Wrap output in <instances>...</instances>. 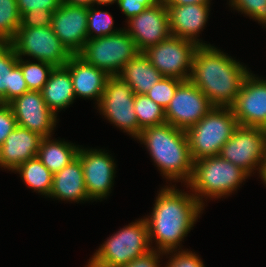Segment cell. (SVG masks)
<instances>
[{
  "label": "cell",
  "instance_id": "8992f818",
  "mask_svg": "<svg viewBox=\"0 0 266 267\" xmlns=\"http://www.w3.org/2000/svg\"><path fill=\"white\" fill-rule=\"evenodd\" d=\"M246 177L248 174L243 169L220 155L209 156L194 161L188 185L197 195L219 198L229 195Z\"/></svg>",
  "mask_w": 266,
  "mask_h": 267
},
{
  "label": "cell",
  "instance_id": "74e56055",
  "mask_svg": "<svg viewBox=\"0 0 266 267\" xmlns=\"http://www.w3.org/2000/svg\"><path fill=\"white\" fill-rule=\"evenodd\" d=\"M157 251L150 250L148 253L137 257L133 261L129 262L128 264L120 267H159L158 266V254Z\"/></svg>",
  "mask_w": 266,
  "mask_h": 267
},
{
  "label": "cell",
  "instance_id": "6da1fadb",
  "mask_svg": "<svg viewBox=\"0 0 266 267\" xmlns=\"http://www.w3.org/2000/svg\"><path fill=\"white\" fill-rule=\"evenodd\" d=\"M189 80L214 107H231L249 72L213 46H199L193 57Z\"/></svg>",
  "mask_w": 266,
  "mask_h": 267
},
{
  "label": "cell",
  "instance_id": "8d00e7d4",
  "mask_svg": "<svg viewBox=\"0 0 266 267\" xmlns=\"http://www.w3.org/2000/svg\"><path fill=\"white\" fill-rule=\"evenodd\" d=\"M196 254L187 251H178L166 267H204Z\"/></svg>",
  "mask_w": 266,
  "mask_h": 267
},
{
  "label": "cell",
  "instance_id": "4fadbf2b",
  "mask_svg": "<svg viewBox=\"0 0 266 267\" xmlns=\"http://www.w3.org/2000/svg\"><path fill=\"white\" fill-rule=\"evenodd\" d=\"M230 108L239 126L266 129V80L249 73Z\"/></svg>",
  "mask_w": 266,
  "mask_h": 267
},
{
  "label": "cell",
  "instance_id": "f1b7e54d",
  "mask_svg": "<svg viewBox=\"0 0 266 267\" xmlns=\"http://www.w3.org/2000/svg\"><path fill=\"white\" fill-rule=\"evenodd\" d=\"M18 65L21 67L28 90L32 91H41L54 68L51 64L45 62L30 63L29 61L24 62L21 58H18Z\"/></svg>",
  "mask_w": 266,
  "mask_h": 267
},
{
  "label": "cell",
  "instance_id": "cb8c5ba5",
  "mask_svg": "<svg viewBox=\"0 0 266 267\" xmlns=\"http://www.w3.org/2000/svg\"><path fill=\"white\" fill-rule=\"evenodd\" d=\"M117 76L131 87L134 94H146L163 77L142 52L130 60Z\"/></svg>",
  "mask_w": 266,
  "mask_h": 267
},
{
  "label": "cell",
  "instance_id": "7402d4cb",
  "mask_svg": "<svg viewBox=\"0 0 266 267\" xmlns=\"http://www.w3.org/2000/svg\"><path fill=\"white\" fill-rule=\"evenodd\" d=\"M50 196L76 202L89 200L85 187L83 167L78 156L61 171L53 175Z\"/></svg>",
  "mask_w": 266,
  "mask_h": 267
},
{
  "label": "cell",
  "instance_id": "d6a6232c",
  "mask_svg": "<svg viewBox=\"0 0 266 267\" xmlns=\"http://www.w3.org/2000/svg\"><path fill=\"white\" fill-rule=\"evenodd\" d=\"M53 11L39 10V11H29L21 16V25L19 27H48L51 26Z\"/></svg>",
  "mask_w": 266,
  "mask_h": 267
},
{
  "label": "cell",
  "instance_id": "e0dca14e",
  "mask_svg": "<svg viewBox=\"0 0 266 267\" xmlns=\"http://www.w3.org/2000/svg\"><path fill=\"white\" fill-rule=\"evenodd\" d=\"M77 156L80 158L85 187L89 199H100L108 195L112 187L115 164L104 151L83 150L79 148Z\"/></svg>",
  "mask_w": 266,
  "mask_h": 267
},
{
  "label": "cell",
  "instance_id": "d4e9b609",
  "mask_svg": "<svg viewBox=\"0 0 266 267\" xmlns=\"http://www.w3.org/2000/svg\"><path fill=\"white\" fill-rule=\"evenodd\" d=\"M49 138H42L37 158L54 175L77 157L79 148L64 141L52 142Z\"/></svg>",
  "mask_w": 266,
  "mask_h": 267
},
{
  "label": "cell",
  "instance_id": "d590c367",
  "mask_svg": "<svg viewBox=\"0 0 266 267\" xmlns=\"http://www.w3.org/2000/svg\"><path fill=\"white\" fill-rule=\"evenodd\" d=\"M163 0H118V5L130 20L139 15L146 8L152 7Z\"/></svg>",
  "mask_w": 266,
  "mask_h": 267
},
{
  "label": "cell",
  "instance_id": "1f68e13d",
  "mask_svg": "<svg viewBox=\"0 0 266 267\" xmlns=\"http://www.w3.org/2000/svg\"><path fill=\"white\" fill-rule=\"evenodd\" d=\"M266 24V0H231V6Z\"/></svg>",
  "mask_w": 266,
  "mask_h": 267
},
{
  "label": "cell",
  "instance_id": "30bf717a",
  "mask_svg": "<svg viewBox=\"0 0 266 267\" xmlns=\"http://www.w3.org/2000/svg\"><path fill=\"white\" fill-rule=\"evenodd\" d=\"M198 47L194 42L170 35L142 53L163 77L187 81L191 74H187V68L192 70L194 53Z\"/></svg>",
  "mask_w": 266,
  "mask_h": 267
},
{
  "label": "cell",
  "instance_id": "4316f807",
  "mask_svg": "<svg viewBox=\"0 0 266 267\" xmlns=\"http://www.w3.org/2000/svg\"><path fill=\"white\" fill-rule=\"evenodd\" d=\"M134 111L139 124V134L147 127L166 123L165 109L155 103L146 94H135Z\"/></svg>",
  "mask_w": 266,
  "mask_h": 267
},
{
  "label": "cell",
  "instance_id": "ac0fdd59",
  "mask_svg": "<svg viewBox=\"0 0 266 267\" xmlns=\"http://www.w3.org/2000/svg\"><path fill=\"white\" fill-rule=\"evenodd\" d=\"M42 136L17 126L0 146V166L16 170L24 162L37 157Z\"/></svg>",
  "mask_w": 266,
  "mask_h": 267
},
{
  "label": "cell",
  "instance_id": "60d3db41",
  "mask_svg": "<svg viewBox=\"0 0 266 267\" xmlns=\"http://www.w3.org/2000/svg\"><path fill=\"white\" fill-rule=\"evenodd\" d=\"M117 2L118 3V0H92V6L96 3V4H99V5H101V4H103V5H105V4H109V3H114V2Z\"/></svg>",
  "mask_w": 266,
  "mask_h": 267
},
{
  "label": "cell",
  "instance_id": "9c48e42d",
  "mask_svg": "<svg viewBox=\"0 0 266 267\" xmlns=\"http://www.w3.org/2000/svg\"><path fill=\"white\" fill-rule=\"evenodd\" d=\"M219 155L243 169L249 176L259 164L261 175L266 160V129L239 126L222 146Z\"/></svg>",
  "mask_w": 266,
  "mask_h": 267
},
{
  "label": "cell",
  "instance_id": "277c9868",
  "mask_svg": "<svg viewBox=\"0 0 266 267\" xmlns=\"http://www.w3.org/2000/svg\"><path fill=\"white\" fill-rule=\"evenodd\" d=\"M239 127L229 107H213L198 123L186 130L193 161L217 156Z\"/></svg>",
  "mask_w": 266,
  "mask_h": 267
},
{
  "label": "cell",
  "instance_id": "4dcf8cb0",
  "mask_svg": "<svg viewBox=\"0 0 266 267\" xmlns=\"http://www.w3.org/2000/svg\"><path fill=\"white\" fill-rule=\"evenodd\" d=\"M183 81L171 77H162L154 86L146 93L155 103L166 109L170 100L173 98L177 87Z\"/></svg>",
  "mask_w": 266,
  "mask_h": 267
},
{
  "label": "cell",
  "instance_id": "836d02e7",
  "mask_svg": "<svg viewBox=\"0 0 266 267\" xmlns=\"http://www.w3.org/2000/svg\"><path fill=\"white\" fill-rule=\"evenodd\" d=\"M20 16L24 13L39 10L55 12L62 4V0H16Z\"/></svg>",
  "mask_w": 266,
  "mask_h": 267
},
{
  "label": "cell",
  "instance_id": "ffe728a7",
  "mask_svg": "<svg viewBox=\"0 0 266 267\" xmlns=\"http://www.w3.org/2000/svg\"><path fill=\"white\" fill-rule=\"evenodd\" d=\"M64 67L70 72L75 96L94 97L100 101L110 77L105 71L88 64L78 55H72Z\"/></svg>",
  "mask_w": 266,
  "mask_h": 267
},
{
  "label": "cell",
  "instance_id": "9a60e30c",
  "mask_svg": "<svg viewBox=\"0 0 266 267\" xmlns=\"http://www.w3.org/2000/svg\"><path fill=\"white\" fill-rule=\"evenodd\" d=\"M17 125L43 138L50 137L56 125V115L46 105L40 91L28 90L9 103Z\"/></svg>",
  "mask_w": 266,
  "mask_h": 267
},
{
  "label": "cell",
  "instance_id": "7c38bea8",
  "mask_svg": "<svg viewBox=\"0 0 266 267\" xmlns=\"http://www.w3.org/2000/svg\"><path fill=\"white\" fill-rule=\"evenodd\" d=\"M214 106L190 80L183 81L165 109L166 123L187 130L198 123Z\"/></svg>",
  "mask_w": 266,
  "mask_h": 267
},
{
  "label": "cell",
  "instance_id": "ba28073f",
  "mask_svg": "<svg viewBox=\"0 0 266 267\" xmlns=\"http://www.w3.org/2000/svg\"><path fill=\"white\" fill-rule=\"evenodd\" d=\"M18 58L21 55L32 56L53 67H63L73 55L48 27H19L15 37L9 42Z\"/></svg>",
  "mask_w": 266,
  "mask_h": 267
},
{
  "label": "cell",
  "instance_id": "8fae6325",
  "mask_svg": "<svg viewBox=\"0 0 266 267\" xmlns=\"http://www.w3.org/2000/svg\"><path fill=\"white\" fill-rule=\"evenodd\" d=\"M134 99L135 94L127 83L118 76H110L98 106L109 121L138 137L139 124L134 111Z\"/></svg>",
  "mask_w": 266,
  "mask_h": 267
},
{
  "label": "cell",
  "instance_id": "f546056e",
  "mask_svg": "<svg viewBox=\"0 0 266 267\" xmlns=\"http://www.w3.org/2000/svg\"><path fill=\"white\" fill-rule=\"evenodd\" d=\"M92 7L93 6L88 7V17H87L88 39L109 36L121 31V30H112L113 18L110 16L108 12L98 11ZM93 32L97 33V35L91 36Z\"/></svg>",
  "mask_w": 266,
  "mask_h": 267
},
{
  "label": "cell",
  "instance_id": "ab89813d",
  "mask_svg": "<svg viewBox=\"0 0 266 267\" xmlns=\"http://www.w3.org/2000/svg\"><path fill=\"white\" fill-rule=\"evenodd\" d=\"M62 2L69 5L92 6V0H62Z\"/></svg>",
  "mask_w": 266,
  "mask_h": 267
},
{
  "label": "cell",
  "instance_id": "b9f144b4",
  "mask_svg": "<svg viewBox=\"0 0 266 267\" xmlns=\"http://www.w3.org/2000/svg\"><path fill=\"white\" fill-rule=\"evenodd\" d=\"M261 177H262L264 183L266 184V160L264 162V166H263V170H262V173H261Z\"/></svg>",
  "mask_w": 266,
  "mask_h": 267
},
{
  "label": "cell",
  "instance_id": "3957f363",
  "mask_svg": "<svg viewBox=\"0 0 266 267\" xmlns=\"http://www.w3.org/2000/svg\"><path fill=\"white\" fill-rule=\"evenodd\" d=\"M137 138L147 146L165 177L171 180L185 179L189 183L194 161L185 130L165 123L145 128Z\"/></svg>",
  "mask_w": 266,
  "mask_h": 267
},
{
  "label": "cell",
  "instance_id": "484cf974",
  "mask_svg": "<svg viewBox=\"0 0 266 267\" xmlns=\"http://www.w3.org/2000/svg\"><path fill=\"white\" fill-rule=\"evenodd\" d=\"M16 171L21 174L22 179L30 188L45 196H49L52 188L53 174L37 157L24 162Z\"/></svg>",
  "mask_w": 266,
  "mask_h": 267
},
{
  "label": "cell",
  "instance_id": "603a6c76",
  "mask_svg": "<svg viewBox=\"0 0 266 267\" xmlns=\"http://www.w3.org/2000/svg\"><path fill=\"white\" fill-rule=\"evenodd\" d=\"M40 92L46 105L55 115L56 110L67 107L76 98L70 72L64 66L53 68Z\"/></svg>",
  "mask_w": 266,
  "mask_h": 267
},
{
  "label": "cell",
  "instance_id": "d6986e66",
  "mask_svg": "<svg viewBox=\"0 0 266 267\" xmlns=\"http://www.w3.org/2000/svg\"><path fill=\"white\" fill-rule=\"evenodd\" d=\"M166 7L172 36L194 42L198 46H210L195 40L196 34L206 24L209 4L166 5Z\"/></svg>",
  "mask_w": 266,
  "mask_h": 267
},
{
  "label": "cell",
  "instance_id": "52a82bcc",
  "mask_svg": "<svg viewBox=\"0 0 266 267\" xmlns=\"http://www.w3.org/2000/svg\"><path fill=\"white\" fill-rule=\"evenodd\" d=\"M139 53L136 43L123 29L109 36L87 39L77 55L109 76H117Z\"/></svg>",
  "mask_w": 266,
  "mask_h": 267
},
{
  "label": "cell",
  "instance_id": "7a4b0ae2",
  "mask_svg": "<svg viewBox=\"0 0 266 267\" xmlns=\"http://www.w3.org/2000/svg\"><path fill=\"white\" fill-rule=\"evenodd\" d=\"M191 195L172 187L164 188L158 194L152 216L145 220L149 241L155 237L159 253L173 252L193 227L203 203L199 195Z\"/></svg>",
  "mask_w": 266,
  "mask_h": 267
},
{
  "label": "cell",
  "instance_id": "5b68a950",
  "mask_svg": "<svg viewBox=\"0 0 266 267\" xmlns=\"http://www.w3.org/2000/svg\"><path fill=\"white\" fill-rule=\"evenodd\" d=\"M149 245L148 225L145 219H141L107 239L87 266H124L152 250Z\"/></svg>",
  "mask_w": 266,
  "mask_h": 267
},
{
  "label": "cell",
  "instance_id": "83f0119b",
  "mask_svg": "<svg viewBox=\"0 0 266 267\" xmlns=\"http://www.w3.org/2000/svg\"><path fill=\"white\" fill-rule=\"evenodd\" d=\"M21 25L16 0H0V38L9 43Z\"/></svg>",
  "mask_w": 266,
  "mask_h": 267
},
{
  "label": "cell",
  "instance_id": "2e32d148",
  "mask_svg": "<svg viewBox=\"0 0 266 267\" xmlns=\"http://www.w3.org/2000/svg\"><path fill=\"white\" fill-rule=\"evenodd\" d=\"M88 7L63 3L54 12L51 28L65 47L77 55L88 39Z\"/></svg>",
  "mask_w": 266,
  "mask_h": 267
},
{
  "label": "cell",
  "instance_id": "44dd1931",
  "mask_svg": "<svg viewBox=\"0 0 266 267\" xmlns=\"http://www.w3.org/2000/svg\"><path fill=\"white\" fill-rule=\"evenodd\" d=\"M28 91L14 47L5 43L0 48V103L9 104Z\"/></svg>",
  "mask_w": 266,
  "mask_h": 267
},
{
  "label": "cell",
  "instance_id": "7bdbcfd3",
  "mask_svg": "<svg viewBox=\"0 0 266 267\" xmlns=\"http://www.w3.org/2000/svg\"><path fill=\"white\" fill-rule=\"evenodd\" d=\"M6 42L0 38V48L5 44Z\"/></svg>",
  "mask_w": 266,
  "mask_h": 267
},
{
  "label": "cell",
  "instance_id": "f35d334b",
  "mask_svg": "<svg viewBox=\"0 0 266 267\" xmlns=\"http://www.w3.org/2000/svg\"><path fill=\"white\" fill-rule=\"evenodd\" d=\"M165 5L209 4L210 0H163Z\"/></svg>",
  "mask_w": 266,
  "mask_h": 267
},
{
  "label": "cell",
  "instance_id": "e575fe53",
  "mask_svg": "<svg viewBox=\"0 0 266 267\" xmlns=\"http://www.w3.org/2000/svg\"><path fill=\"white\" fill-rule=\"evenodd\" d=\"M17 126V121L9 104L0 103V146Z\"/></svg>",
  "mask_w": 266,
  "mask_h": 267
},
{
  "label": "cell",
  "instance_id": "5bb4252c",
  "mask_svg": "<svg viewBox=\"0 0 266 267\" xmlns=\"http://www.w3.org/2000/svg\"><path fill=\"white\" fill-rule=\"evenodd\" d=\"M126 30L140 52L166 40L170 35L169 13L164 1L146 8L128 21Z\"/></svg>",
  "mask_w": 266,
  "mask_h": 267
}]
</instances>
